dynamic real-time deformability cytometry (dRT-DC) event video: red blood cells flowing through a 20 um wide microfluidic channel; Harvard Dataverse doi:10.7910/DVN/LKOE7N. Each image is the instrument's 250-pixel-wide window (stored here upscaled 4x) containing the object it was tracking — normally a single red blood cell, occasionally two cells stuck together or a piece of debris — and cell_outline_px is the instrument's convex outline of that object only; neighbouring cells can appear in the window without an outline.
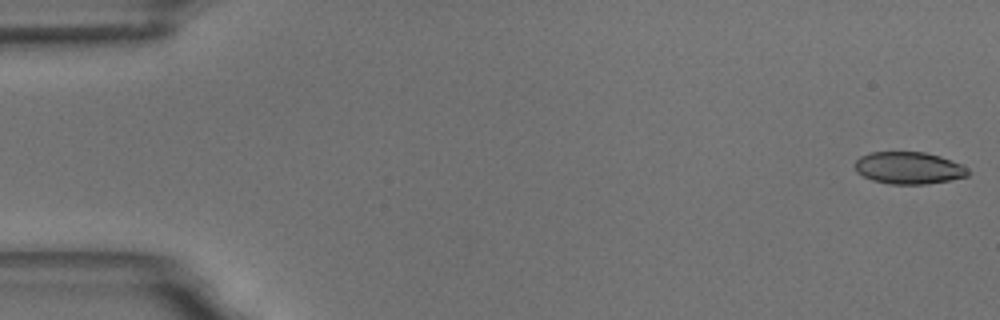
{"species": "common noctule bat (a hibernating species)", "species_latin": "Nyctalus noctula", "temperature_condition": "room temperature", "stored_images_in_passage": 13, "camera_frame_rate_fps": 3000, "um_per_image_px": 0.085, "animal": {"sex": "male", "body_mass_g": 18.8}, "frame": {"image": 1, "passage_image": 1, "time_ms": 0.0, "image_size_px": [1000, 320], "cell_outline_px": [[972, 172], [968, 176], [948, 180], [924, 184], [892, 184], [872, 180], [856, 172], [852, 164], [860, 156], [872, 152], [924, 152], [940, 156], [952, 160], [968, 168]], "centroid_in_image_um": [77.23, 14.27], "position_along_channel_um": 7.8, "area_um2": 21.27}}